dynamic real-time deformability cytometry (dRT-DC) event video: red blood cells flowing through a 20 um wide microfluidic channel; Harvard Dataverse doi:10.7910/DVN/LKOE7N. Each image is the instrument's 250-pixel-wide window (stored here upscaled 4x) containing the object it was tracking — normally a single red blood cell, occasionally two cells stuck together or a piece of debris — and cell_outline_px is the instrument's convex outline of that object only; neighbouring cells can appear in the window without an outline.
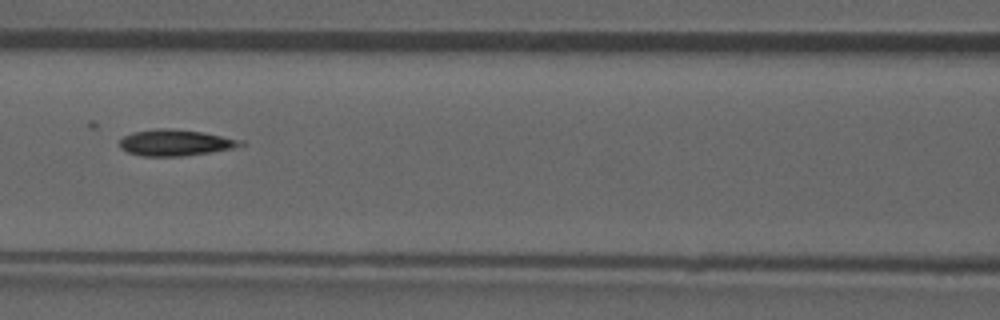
{"species": "common noctule bat (a hibernating species)", "species_latin": "Nyctalus noctula", "temperature_condition": "room temperature", "stored_images_in_passage": 35, "camera_frame_rate_fps": 3000, "um_per_image_px": 0.085, "animal": {"sex": "male", "forearm_length_mm": 52.5}, "frame": {"image": 1, "passage_image": 10, "time_ms": 3.0, "image_size_px": [1000, 320], "cell_outline_px": [[244, 144], [232, 148], [212, 152], [184, 156], [140, 156], [128, 152], [120, 148], [120, 140], [124, 136], [132, 132], [156, 128], [168, 128], [204, 132], [244, 140]], "centroid_in_image_um": [14.91, 12.12], "position_along_channel_um": 151.7, "area_um2": 18.61}}